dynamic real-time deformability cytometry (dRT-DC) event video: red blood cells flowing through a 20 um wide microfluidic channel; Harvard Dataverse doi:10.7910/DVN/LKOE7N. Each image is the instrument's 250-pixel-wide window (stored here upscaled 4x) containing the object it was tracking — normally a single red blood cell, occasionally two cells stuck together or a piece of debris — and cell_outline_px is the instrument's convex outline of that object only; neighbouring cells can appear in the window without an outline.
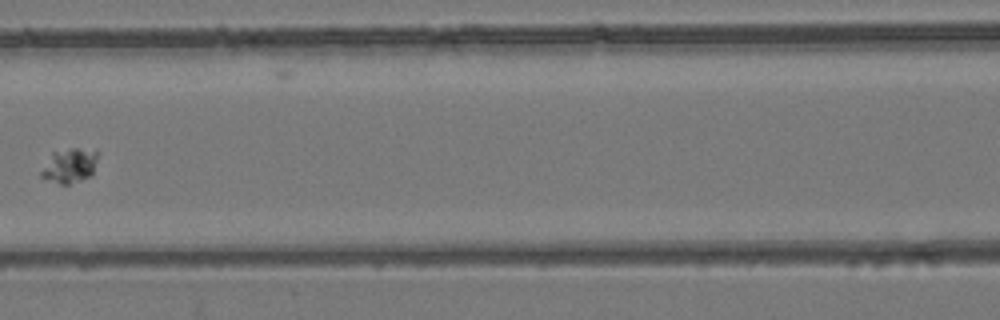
{"species": "common noctule bat (a hibernating species)", "species_latin": "Nyctalus noctula", "temperature_condition": "room temperature", "stored_images_in_passage": 7, "camera_frame_rate_fps": 3000, "um_per_image_px": 0.085, "animal": {"sex": "female", "body_mass_g": 24.6, "forearm_length_mm": 56.2}, "frame": {"image": 1, "passage_image": 6, "time_ms": 7.333, "image_size_px": [1000, 320], "cell_outline_px": [[96, 160], [92, 176], [68, 184], [60, 184], [40, 176], [40, 172], [52, 152], [72, 148], [76, 148], [96, 152]], "centroid_in_image_um": [5.89, 14.09], "position_along_channel_um": 160.7, "area_um2": 11.04}}
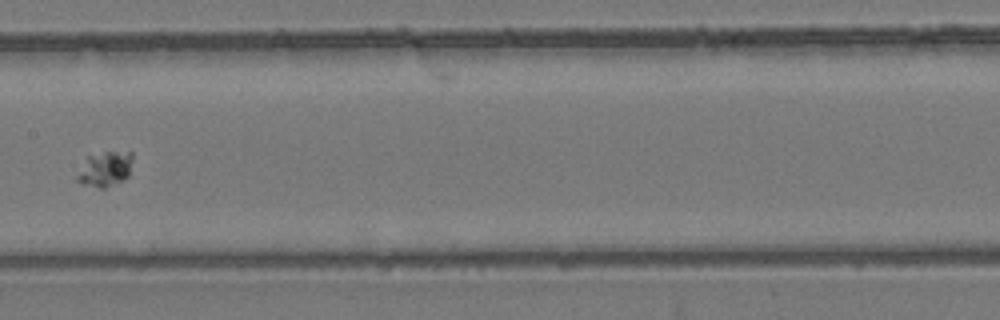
{"frame": {"image": 2, "passage_image": 7, "time_ms": 8.333, "image_size_px": [1000, 320], "cell_outline_px": [[132, 160], [128, 176], [124, 180], [104, 188], [100, 188], [76, 180], [76, 176], [88, 156], [104, 152], [132, 152]], "centroid_in_image_um": [8.96, 14.36], "position_along_channel_um": 198.4, "area_um2": 10.98}}